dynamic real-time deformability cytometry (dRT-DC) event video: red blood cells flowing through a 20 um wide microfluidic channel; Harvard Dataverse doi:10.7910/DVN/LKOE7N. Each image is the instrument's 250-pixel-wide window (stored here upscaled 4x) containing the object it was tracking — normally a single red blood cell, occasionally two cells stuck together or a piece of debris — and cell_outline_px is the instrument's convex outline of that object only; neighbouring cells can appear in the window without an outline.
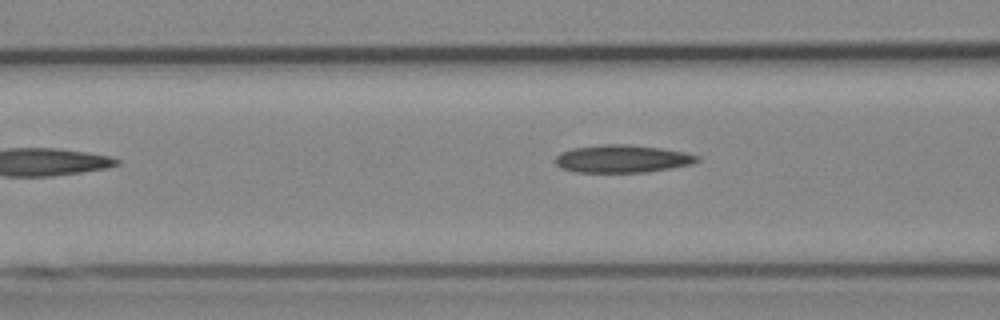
{"species": "Egyptian fruit bat (a non-hibernating species)", "species_latin": "Rousettus aegyptiacus", "temperature_condition": "cold", "stored_images_in_passage": 6, "camera_frame_rate_fps": 3000, "um_per_image_px": 0.085, "animal": {"sex": "female"}, "frame": {"image": 1, "passage_image": 5, "time_ms": 5.667, "image_size_px": [1000, 320], "cell_outline_px": [[700, 160], [692, 164], [672, 168], [648, 172], [572, 172], [560, 168], [556, 164], [556, 156], [560, 152], [572, 148], [600, 144], [628, 144], [660, 148], [688, 152], [700, 156]], "centroid_in_image_um": [52.9, 13.49], "position_along_channel_um": 113.7, "area_um2": 23.24}}
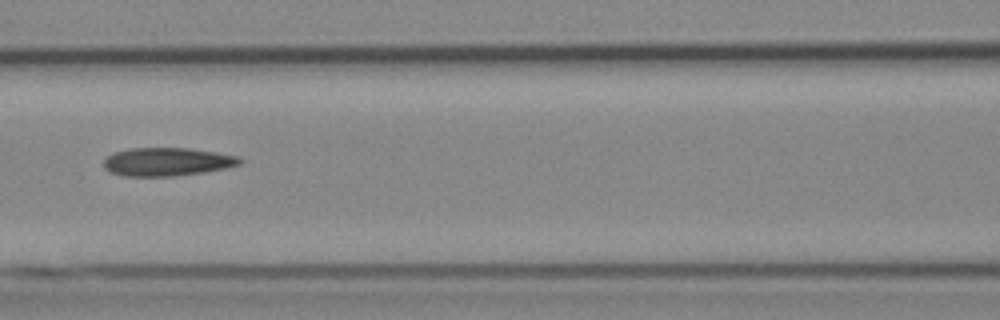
{"frame": {"image": 2, "passage_image": 6, "time_ms": 6.667, "image_size_px": [1000, 320], "cell_outline_px": [[244, 160], [240, 164], [228, 168], [204, 172], [172, 176], [124, 176], [108, 172], [104, 168], [104, 160], [112, 152], [128, 148], [188, 148], [216, 152], [236, 156]], "centroid_in_image_um": [14.18, 13.75], "position_along_channel_um": 152.4, "area_um2": 22.6}}